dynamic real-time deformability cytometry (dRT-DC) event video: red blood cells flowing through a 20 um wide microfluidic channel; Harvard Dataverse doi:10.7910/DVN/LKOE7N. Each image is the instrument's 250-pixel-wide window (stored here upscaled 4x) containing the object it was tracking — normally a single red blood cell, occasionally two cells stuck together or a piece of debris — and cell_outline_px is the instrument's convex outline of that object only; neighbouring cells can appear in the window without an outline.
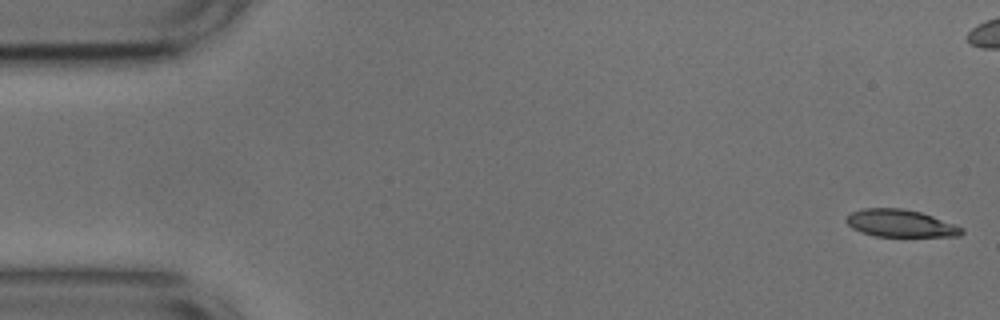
{"species": "common noctule bat (a hibernating species)", "species_latin": "Nyctalus noctula", "temperature_condition": "cold", "stored_images_in_passage": 54, "camera_frame_rate_fps": 3000, "um_per_image_px": 0.085, "animal": {"sex": "male", "body_mass_g": 17.9, "forearm_length_mm": 54.2}, "frame": {"image": 1, "passage_image": 1, "time_ms": 0.0, "image_size_px": [1000, 320], "cell_outline_px": [[964, 232], [960, 236], [876, 236], [860, 232], [852, 228], [844, 220], [848, 212], [864, 208], [900, 208], [920, 212], [932, 216], [964, 228]], "centroid_in_image_um": [76.48, 18.98], "position_along_channel_um": 8.5, "area_um2": 18.44}}
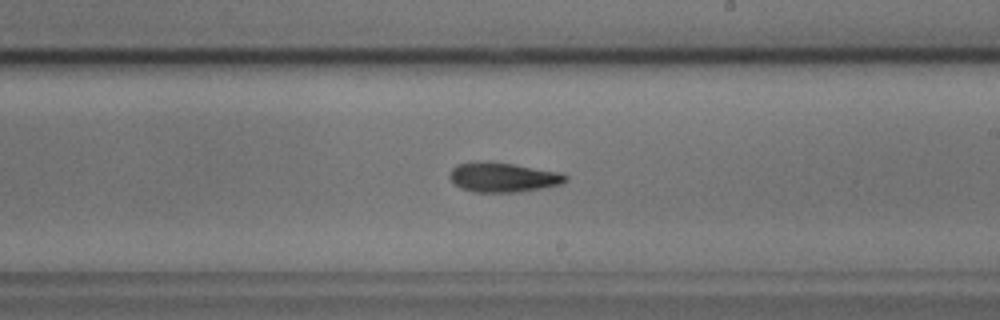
{"frame": {"image": 2, "passage_image": 30, "time_ms": 9.667, "image_size_px": [1000, 320], "cell_outline_px": [[568, 180], [560, 184], [520, 192], [472, 192], [460, 188], [448, 176], [452, 168], [456, 164], [476, 160], [512, 164], [560, 172], [568, 176]], "centroid_in_image_um": [42.72, 15.06], "position_along_channel_um": 246.3, "area_um2": 20.06}}
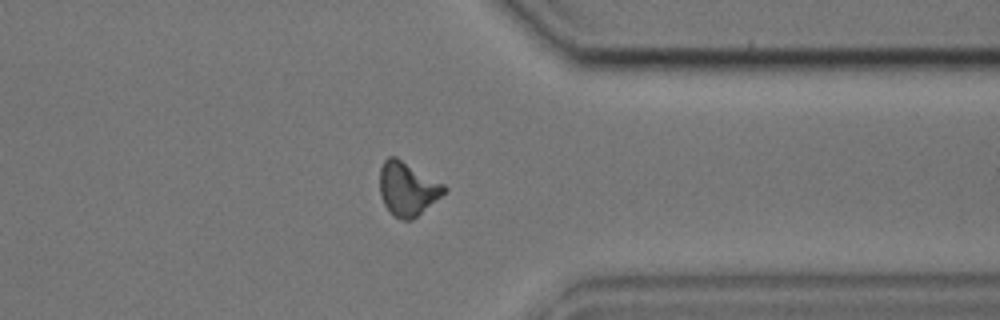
{"frame": {"image": 3, "passage_image": 41, "time_ms": 13.333, "image_size_px": [1000, 320], "cell_outline_px": [[448, 188], [440, 196], [412, 220], [400, 220], [392, 216], [384, 204], [380, 196], [380, 168], [384, 160], [388, 156], [396, 156], [444, 184]], "centroid_in_image_um": [34.6, 16.04], "position_along_channel_um": 376.8, "area_um2": 20.11}, "authors_computed_cell_mechanics": {"area_um2": 19.652, "velocity_mm_per_s": 3.7412, "shape_relaxation_time_tau1_ms": 2.8031, "shape_relaxation_time_tau2_ms": 4.6074, "deformation_change_tau1": 0.1319, "deformation_change_tau2": 0.1082}}